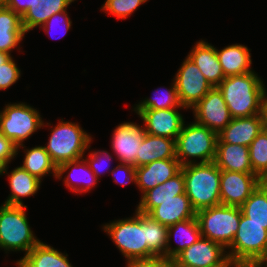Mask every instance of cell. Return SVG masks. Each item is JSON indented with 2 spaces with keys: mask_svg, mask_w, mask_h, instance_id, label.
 Instances as JSON below:
<instances>
[{
  "mask_svg": "<svg viewBox=\"0 0 267 267\" xmlns=\"http://www.w3.org/2000/svg\"><path fill=\"white\" fill-rule=\"evenodd\" d=\"M217 87L223 94L232 118L250 117L261 113L262 98L266 89L254 71L225 77Z\"/></svg>",
  "mask_w": 267,
  "mask_h": 267,
  "instance_id": "cell-1",
  "label": "cell"
},
{
  "mask_svg": "<svg viewBox=\"0 0 267 267\" xmlns=\"http://www.w3.org/2000/svg\"><path fill=\"white\" fill-rule=\"evenodd\" d=\"M185 193L196 212L217 206L220 201L221 170L215 162L183 165Z\"/></svg>",
  "mask_w": 267,
  "mask_h": 267,
  "instance_id": "cell-2",
  "label": "cell"
},
{
  "mask_svg": "<svg viewBox=\"0 0 267 267\" xmlns=\"http://www.w3.org/2000/svg\"><path fill=\"white\" fill-rule=\"evenodd\" d=\"M103 229L127 260L155 257L145 242L146 214L136 210L133 217L105 224Z\"/></svg>",
  "mask_w": 267,
  "mask_h": 267,
  "instance_id": "cell-3",
  "label": "cell"
},
{
  "mask_svg": "<svg viewBox=\"0 0 267 267\" xmlns=\"http://www.w3.org/2000/svg\"><path fill=\"white\" fill-rule=\"evenodd\" d=\"M45 147L53 163L59 165L84 158L85 150L90 148L91 136L77 123L63 122L52 129Z\"/></svg>",
  "mask_w": 267,
  "mask_h": 267,
  "instance_id": "cell-4",
  "label": "cell"
},
{
  "mask_svg": "<svg viewBox=\"0 0 267 267\" xmlns=\"http://www.w3.org/2000/svg\"><path fill=\"white\" fill-rule=\"evenodd\" d=\"M217 141L218 134L206 126L197 122L187 126L184 124L175 140L176 158L182 166L196 163L193 158L201 159L200 163L213 162L216 157Z\"/></svg>",
  "mask_w": 267,
  "mask_h": 267,
  "instance_id": "cell-5",
  "label": "cell"
},
{
  "mask_svg": "<svg viewBox=\"0 0 267 267\" xmlns=\"http://www.w3.org/2000/svg\"><path fill=\"white\" fill-rule=\"evenodd\" d=\"M26 207L7 204L0 206V248L6 252L21 250L26 255L40 242L31 230Z\"/></svg>",
  "mask_w": 267,
  "mask_h": 267,
  "instance_id": "cell-6",
  "label": "cell"
},
{
  "mask_svg": "<svg viewBox=\"0 0 267 267\" xmlns=\"http://www.w3.org/2000/svg\"><path fill=\"white\" fill-rule=\"evenodd\" d=\"M241 214L240 207L220 204L196 212L195 217L202 237L228 249L237 233Z\"/></svg>",
  "mask_w": 267,
  "mask_h": 267,
  "instance_id": "cell-7",
  "label": "cell"
},
{
  "mask_svg": "<svg viewBox=\"0 0 267 267\" xmlns=\"http://www.w3.org/2000/svg\"><path fill=\"white\" fill-rule=\"evenodd\" d=\"M232 264L245 261H265L267 257V229L265 225L249 221L241 214L237 233L228 248Z\"/></svg>",
  "mask_w": 267,
  "mask_h": 267,
  "instance_id": "cell-8",
  "label": "cell"
},
{
  "mask_svg": "<svg viewBox=\"0 0 267 267\" xmlns=\"http://www.w3.org/2000/svg\"><path fill=\"white\" fill-rule=\"evenodd\" d=\"M39 112L25 103L7 104L0 111V133L16 146V152L23 142L44 126Z\"/></svg>",
  "mask_w": 267,
  "mask_h": 267,
  "instance_id": "cell-9",
  "label": "cell"
},
{
  "mask_svg": "<svg viewBox=\"0 0 267 267\" xmlns=\"http://www.w3.org/2000/svg\"><path fill=\"white\" fill-rule=\"evenodd\" d=\"M225 250L222 245L201 236L173 259V267H231Z\"/></svg>",
  "mask_w": 267,
  "mask_h": 267,
  "instance_id": "cell-10",
  "label": "cell"
},
{
  "mask_svg": "<svg viewBox=\"0 0 267 267\" xmlns=\"http://www.w3.org/2000/svg\"><path fill=\"white\" fill-rule=\"evenodd\" d=\"M173 81L176 84L180 103L185 109H192L213 88L188 56Z\"/></svg>",
  "mask_w": 267,
  "mask_h": 267,
  "instance_id": "cell-11",
  "label": "cell"
},
{
  "mask_svg": "<svg viewBox=\"0 0 267 267\" xmlns=\"http://www.w3.org/2000/svg\"><path fill=\"white\" fill-rule=\"evenodd\" d=\"M195 122L219 134L231 121L232 116L222 92L213 87L193 108Z\"/></svg>",
  "mask_w": 267,
  "mask_h": 267,
  "instance_id": "cell-12",
  "label": "cell"
},
{
  "mask_svg": "<svg viewBox=\"0 0 267 267\" xmlns=\"http://www.w3.org/2000/svg\"><path fill=\"white\" fill-rule=\"evenodd\" d=\"M261 182L255 173L221 171V204L240 207Z\"/></svg>",
  "mask_w": 267,
  "mask_h": 267,
  "instance_id": "cell-13",
  "label": "cell"
},
{
  "mask_svg": "<svg viewBox=\"0 0 267 267\" xmlns=\"http://www.w3.org/2000/svg\"><path fill=\"white\" fill-rule=\"evenodd\" d=\"M178 108L134 110L145 123L144 132L154 136L176 140L184 125Z\"/></svg>",
  "mask_w": 267,
  "mask_h": 267,
  "instance_id": "cell-14",
  "label": "cell"
},
{
  "mask_svg": "<svg viewBox=\"0 0 267 267\" xmlns=\"http://www.w3.org/2000/svg\"><path fill=\"white\" fill-rule=\"evenodd\" d=\"M144 136V128L133 122L121 123L114 129L111 147L120 163L131 164L136 168V157Z\"/></svg>",
  "mask_w": 267,
  "mask_h": 267,
  "instance_id": "cell-15",
  "label": "cell"
},
{
  "mask_svg": "<svg viewBox=\"0 0 267 267\" xmlns=\"http://www.w3.org/2000/svg\"><path fill=\"white\" fill-rule=\"evenodd\" d=\"M182 165L177 159H163L153 161L135 168L136 186L142 194L166 182L181 171Z\"/></svg>",
  "mask_w": 267,
  "mask_h": 267,
  "instance_id": "cell-16",
  "label": "cell"
},
{
  "mask_svg": "<svg viewBox=\"0 0 267 267\" xmlns=\"http://www.w3.org/2000/svg\"><path fill=\"white\" fill-rule=\"evenodd\" d=\"M262 130L263 123L260 114L232 118L230 123L218 134L217 142L248 147Z\"/></svg>",
  "mask_w": 267,
  "mask_h": 267,
  "instance_id": "cell-17",
  "label": "cell"
},
{
  "mask_svg": "<svg viewBox=\"0 0 267 267\" xmlns=\"http://www.w3.org/2000/svg\"><path fill=\"white\" fill-rule=\"evenodd\" d=\"M188 57L192 59L213 87H217L225 79L216 48L209 43L200 40L190 51Z\"/></svg>",
  "mask_w": 267,
  "mask_h": 267,
  "instance_id": "cell-18",
  "label": "cell"
},
{
  "mask_svg": "<svg viewBox=\"0 0 267 267\" xmlns=\"http://www.w3.org/2000/svg\"><path fill=\"white\" fill-rule=\"evenodd\" d=\"M148 215L157 222L171 226L177 222L195 218L196 211L186 193L174 196L173 199L160 202Z\"/></svg>",
  "mask_w": 267,
  "mask_h": 267,
  "instance_id": "cell-19",
  "label": "cell"
},
{
  "mask_svg": "<svg viewBox=\"0 0 267 267\" xmlns=\"http://www.w3.org/2000/svg\"><path fill=\"white\" fill-rule=\"evenodd\" d=\"M185 193V181L183 172L180 171L174 177L141 195L137 211L149 214L160 202L173 199L174 196Z\"/></svg>",
  "mask_w": 267,
  "mask_h": 267,
  "instance_id": "cell-20",
  "label": "cell"
},
{
  "mask_svg": "<svg viewBox=\"0 0 267 267\" xmlns=\"http://www.w3.org/2000/svg\"><path fill=\"white\" fill-rule=\"evenodd\" d=\"M214 162L221 171L254 173L247 146L217 142Z\"/></svg>",
  "mask_w": 267,
  "mask_h": 267,
  "instance_id": "cell-21",
  "label": "cell"
},
{
  "mask_svg": "<svg viewBox=\"0 0 267 267\" xmlns=\"http://www.w3.org/2000/svg\"><path fill=\"white\" fill-rule=\"evenodd\" d=\"M163 159H177L175 140L145 133L136 157V168Z\"/></svg>",
  "mask_w": 267,
  "mask_h": 267,
  "instance_id": "cell-22",
  "label": "cell"
},
{
  "mask_svg": "<svg viewBox=\"0 0 267 267\" xmlns=\"http://www.w3.org/2000/svg\"><path fill=\"white\" fill-rule=\"evenodd\" d=\"M71 169L70 173L64 178V183L66 187L72 190L74 193H86L87 191L91 190L92 187L96 186V183L99 181L96 175L91 171L88 163L85 159L81 158L75 161H68L65 162L57 167V179H61L62 175L67 170ZM75 171V172H74ZM77 172L84 176H79ZM76 175V176H75ZM79 176V177H77ZM74 180V181H73ZM78 184L77 186V183ZM82 184V185H81ZM80 185V187H79Z\"/></svg>",
  "mask_w": 267,
  "mask_h": 267,
  "instance_id": "cell-23",
  "label": "cell"
},
{
  "mask_svg": "<svg viewBox=\"0 0 267 267\" xmlns=\"http://www.w3.org/2000/svg\"><path fill=\"white\" fill-rule=\"evenodd\" d=\"M75 0H33L31 6L21 16L22 26L26 32L41 27L55 13L66 11Z\"/></svg>",
  "mask_w": 267,
  "mask_h": 267,
  "instance_id": "cell-24",
  "label": "cell"
},
{
  "mask_svg": "<svg viewBox=\"0 0 267 267\" xmlns=\"http://www.w3.org/2000/svg\"><path fill=\"white\" fill-rule=\"evenodd\" d=\"M216 53L225 77L249 73L253 70L250 49L240 44L229 45Z\"/></svg>",
  "mask_w": 267,
  "mask_h": 267,
  "instance_id": "cell-25",
  "label": "cell"
},
{
  "mask_svg": "<svg viewBox=\"0 0 267 267\" xmlns=\"http://www.w3.org/2000/svg\"><path fill=\"white\" fill-rule=\"evenodd\" d=\"M67 256L40 241L16 264L18 267H72Z\"/></svg>",
  "mask_w": 267,
  "mask_h": 267,
  "instance_id": "cell-26",
  "label": "cell"
},
{
  "mask_svg": "<svg viewBox=\"0 0 267 267\" xmlns=\"http://www.w3.org/2000/svg\"><path fill=\"white\" fill-rule=\"evenodd\" d=\"M24 35L21 16L6 6H0V51L11 54Z\"/></svg>",
  "mask_w": 267,
  "mask_h": 267,
  "instance_id": "cell-27",
  "label": "cell"
},
{
  "mask_svg": "<svg viewBox=\"0 0 267 267\" xmlns=\"http://www.w3.org/2000/svg\"><path fill=\"white\" fill-rule=\"evenodd\" d=\"M9 174L8 179L11 193L4 204L23 206L21 198L34 196L40 189L41 180L28 173L21 166L16 167Z\"/></svg>",
  "mask_w": 267,
  "mask_h": 267,
  "instance_id": "cell-28",
  "label": "cell"
},
{
  "mask_svg": "<svg viewBox=\"0 0 267 267\" xmlns=\"http://www.w3.org/2000/svg\"><path fill=\"white\" fill-rule=\"evenodd\" d=\"M168 243H167V258L173 260L179 253L192 244L197 242L201 237V232L197 218L187 219L168 226ZM172 236L177 238L178 246L171 248Z\"/></svg>",
  "mask_w": 267,
  "mask_h": 267,
  "instance_id": "cell-29",
  "label": "cell"
},
{
  "mask_svg": "<svg viewBox=\"0 0 267 267\" xmlns=\"http://www.w3.org/2000/svg\"><path fill=\"white\" fill-rule=\"evenodd\" d=\"M25 151V158L21 166L24 170L39 180L50 173H53L54 177L57 176V166L51 160L44 146H36Z\"/></svg>",
  "mask_w": 267,
  "mask_h": 267,
  "instance_id": "cell-30",
  "label": "cell"
},
{
  "mask_svg": "<svg viewBox=\"0 0 267 267\" xmlns=\"http://www.w3.org/2000/svg\"><path fill=\"white\" fill-rule=\"evenodd\" d=\"M240 209L249 221L265 225L267 229V181H262L257 186Z\"/></svg>",
  "mask_w": 267,
  "mask_h": 267,
  "instance_id": "cell-31",
  "label": "cell"
},
{
  "mask_svg": "<svg viewBox=\"0 0 267 267\" xmlns=\"http://www.w3.org/2000/svg\"><path fill=\"white\" fill-rule=\"evenodd\" d=\"M168 226L146 214V245L155 256L167 258Z\"/></svg>",
  "mask_w": 267,
  "mask_h": 267,
  "instance_id": "cell-32",
  "label": "cell"
},
{
  "mask_svg": "<svg viewBox=\"0 0 267 267\" xmlns=\"http://www.w3.org/2000/svg\"><path fill=\"white\" fill-rule=\"evenodd\" d=\"M253 172L267 181V130L263 129L248 146Z\"/></svg>",
  "mask_w": 267,
  "mask_h": 267,
  "instance_id": "cell-33",
  "label": "cell"
},
{
  "mask_svg": "<svg viewBox=\"0 0 267 267\" xmlns=\"http://www.w3.org/2000/svg\"><path fill=\"white\" fill-rule=\"evenodd\" d=\"M159 89H157L158 91ZM160 92V91H159ZM155 93V92H154ZM156 94V93H155ZM171 108H185L181 105L178 92L176 89L175 81L170 89L162 91V93L156 94L155 98H146L139 102L134 110H147V109H171Z\"/></svg>",
  "mask_w": 267,
  "mask_h": 267,
  "instance_id": "cell-34",
  "label": "cell"
},
{
  "mask_svg": "<svg viewBox=\"0 0 267 267\" xmlns=\"http://www.w3.org/2000/svg\"><path fill=\"white\" fill-rule=\"evenodd\" d=\"M145 2L147 0H106L101 10L118 19H125Z\"/></svg>",
  "mask_w": 267,
  "mask_h": 267,
  "instance_id": "cell-35",
  "label": "cell"
},
{
  "mask_svg": "<svg viewBox=\"0 0 267 267\" xmlns=\"http://www.w3.org/2000/svg\"><path fill=\"white\" fill-rule=\"evenodd\" d=\"M21 70L16 66L11 57L7 62L0 65V90L12 86L21 76Z\"/></svg>",
  "mask_w": 267,
  "mask_h": 267,
  "instance_id": "cell-36",
  "label": "cell"
},
{
  "mask_svg": "<svg viewBox=\"0 0 267 267\" xmlns=\"http://www.w3.org/2000/svg\"><path fill=\"white\" fill-rule=\"evenodd\" d=\"M17 154L16 146L0 133V175L8 174L7 166Z\"/></svg>",
  "mask_w": 267,
  "mask_h": 267,
  "instance_id": "cell-37",
  "label": "cell"
},
{
  "mask_svg": "<svg viewBox=\"0 0 267 267\" xmlns=\"http://www.w3.org/2000/svg\"><path fill=\"white\" fill-rule=\"evenodd\" d=\"M111 173L113 175L112 177H114L113 178L114 182L122 186H124L125 184H128L129 182H134L136 184L137 178H136V170H135L134 165L120 163L115 168H113Z\"/></svg>",
  "mask_w": 267,
  "mask_h": 267,
  "instance_id": "cell-38",
  "label": "cell"
},
{
  "mask_svg": "<svg viewBox=\"0 0 267 267\" xmlns=\"http://www.w3.org/2000/svg\"><path fill=\"white\" fill-rule=\"evenodd\" d=\"M71 23L72 22L68 17L67 11H63L52 15L40 28H42L47 34H51L52 29L54 30V26L56 28L57 25V27L62 25V27L64 26L63 30H65L63 32L64 34H66L67 31L71 28Z\"/></svg>",
  "mask_w": 267,
  "mask_h": 267,
  "instance_id": "cell-39",
  "label": "cell"
},
{
  "mask_svg": "<svg viewBox=\"0 0 267 267\" xmlns=\"http://www.w3.org/2000/svg\"><path fill=\"white\" fill-rule=\"evenodd\" d=\"M126 267H173V260H170L163 256L127 260Z\"/></svg>",
  "mask_w": 267,
  "mask_h": 267,
  "instance_id": "cell-40",
  "label": "cell"
},
{
  "mask_svg": "<svg viewBox=\"0 0 267 267\" xmlns=\"http://www.w3.org/2000/svg\"><path fill=\"white\" fill-rule=\"evenodd\" d=\"M103 159L108 161V160L112 159V156L107 151H104V150L100 151L99 150V151H95V152L92 151L91 153H89V157L85 158L86 162L88 163V166L90 167L91 171L96 175L97 178H98V176L101 175L102 170H100L101 169V166H100L101 163L100 162Z\"/></svg>",
  "mask_w": 267,
  "mask_h": 267,
  "instance_id": "cell-41",
  "label": "cell"
},
{
  "mask_svg": "<svg viewBox=\"0 0 267 267\" xmlns=\"http://www.w3.org/2000/svg\"><path fill=\"white\" fill-rule=\"evenodd\" d=\"M33 0H7L5 6L22 16L31 6Z\"/></svg>",
  "mask_w": 267,
  "mask_h": 267,
  "instance_id": "cell-42",
  "label": "cell"
},
{
  "mask_svg": "<svg viewBox=\"0 0 267 267\" xmlns=\"http://www.w3.org/2000/svg\"><path fill=\"white\" fill-rule=\"evenodd\" d=\"M231 267H267V262L265 261L237 262V263L231 264Z\"/></svg>",
  "mask_w": 267,
  "mask_h": 267,
  "instance_id": "cell-43",
  "label": "cell"
},
{
  "mask_svg": "<svg viewBox=\"0 0 267 267\" xmlns=\"http://www.w3.org/2000/svg\"><path fill=\"white\" fill-rule=\"evenodd\" d=\"M260 115L262 117L263 129L267 130V93H266V90L262 98Z\"/></svg>",
  "mask_w": 267,
  "mask_h": 267,
  "instance_id": "cell-44",
  "label": "cell"
},
{
  "mask_svg": "<svg viewBox=\"0 0 267 267\" xmlns=\"http://www.w3.org/2000/svg\"><path fill=\"white\" fill-rule=\"evenodd\" d=\"M11 57V54L0 51V65L7 62Z\"/></svg>",
  "mask_w": 267,
  "mask_h": 267,
  "instance_id": "cell-45",
  "label": "cell"
},
{
  "mask_svg": "<svg viewBox=\"0 0 267 267\" xmlns=\"http://www.w3.org/2000/svg\"><path fill=\"white\" fill-rule=\"evenodd\" d=\"M7 0H0V6H5Z\"/></svg>",
  "mask_w": 267,
  "mask_h": 267,
  "instance_id": "cell-46",
  "label": "cell"
}]
</instances>
